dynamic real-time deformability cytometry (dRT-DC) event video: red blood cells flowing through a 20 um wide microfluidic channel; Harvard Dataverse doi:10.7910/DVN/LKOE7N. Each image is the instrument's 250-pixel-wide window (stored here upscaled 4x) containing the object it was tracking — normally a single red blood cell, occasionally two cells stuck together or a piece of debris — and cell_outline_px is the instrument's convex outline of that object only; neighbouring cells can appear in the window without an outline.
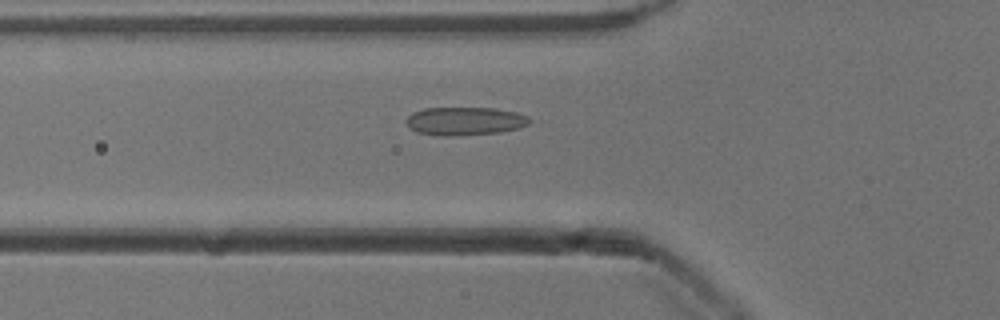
{"species": "common noctule bat (a hibernating species)", "species_latin": "Nyctalus noctula", "temperature_condition": "cold", "stored_images_in_passage": 35, "camera_frame_rate_fps": 3000, "um_per_image_px": 0.085, "animal": {"sex": "male", "body_mass_g": 13.3}, "frame": {"image": 1, "passage_image": 5, "time_ms": 1.333, "image_size_px": [1000, 320], "cell_outline_px": [[532, 120], [528, 124], [520, 128], [500, 132], [452, 136], [444, 136], [416, 132], [408, 128], [404, 120], [412, 112], [424, 108], [496, 108], [516, 112], [528, 116]], "centroid_in_image_um": [39.49, 10.29], "position_along_channel_um": 86.3, "area_um2": 20.52}}
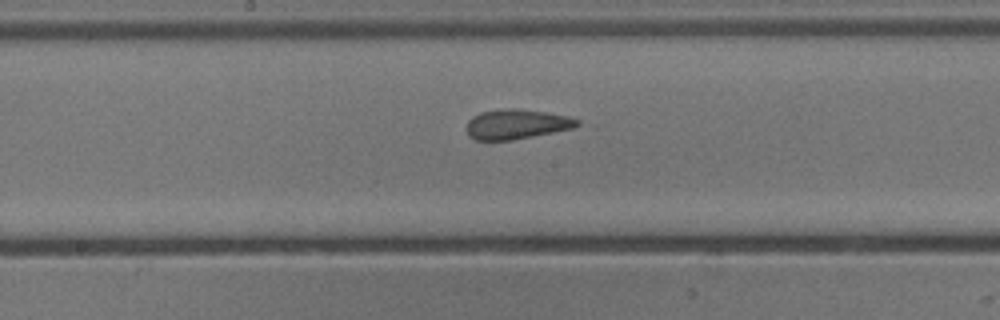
{"frame": {"image": 2, "passage_image": 14, "time_ms": 4.333, "image_size_px": [1000, 320], "cell_outline_px": [[580, 124], [572, 128], [512, 140], [476, 140], [468, 136], [468, 120], [472, 116], [480, 112], [500, 108], [516, 108], [544, 112], [568, 116], [580, 120]], "centroid_in_image_um": [43.88, 10.54], "position_along_channel_um": 204.3, "area_um2": 19.13}}
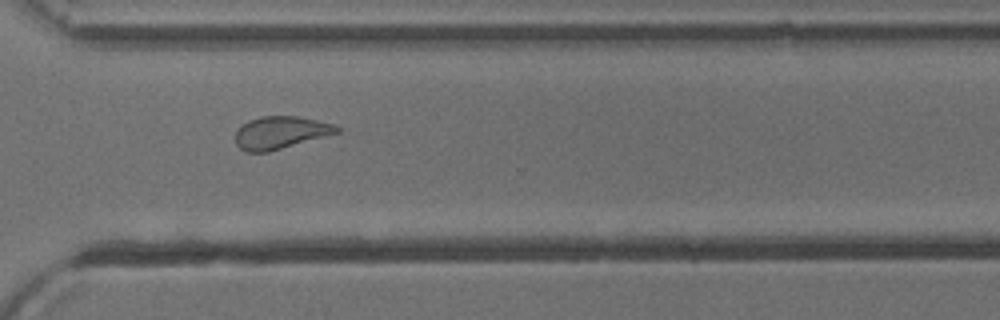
{"frame": {"image": 3, "passage_image": 25, "time_ms": 8.0, "image_size_px": [1000, 320], "cell_outline_px": [[340, 132], [268, 152], [248, 152], [240, 148], [236, 144], [236, 128], [240, 124], [248, 120], [260, 116], [296, 116], [336, 124], [340, 128]], "centroid_in_image_um": [23.82, 11.26], "position_along_channel_um": 346.8, "area_um2": 19.31}, "authors_computed_cell_mechanics": {"area_um2": 19.7098, "velocity_mm_per_s": 3.8974, "shape_relaxation_time_tau1_ms": null, "shape_relaxation_time_tau2_ms": 1.0703, "deformation_change_tau1": null, "deformation_change_tau2": 0.1028}}